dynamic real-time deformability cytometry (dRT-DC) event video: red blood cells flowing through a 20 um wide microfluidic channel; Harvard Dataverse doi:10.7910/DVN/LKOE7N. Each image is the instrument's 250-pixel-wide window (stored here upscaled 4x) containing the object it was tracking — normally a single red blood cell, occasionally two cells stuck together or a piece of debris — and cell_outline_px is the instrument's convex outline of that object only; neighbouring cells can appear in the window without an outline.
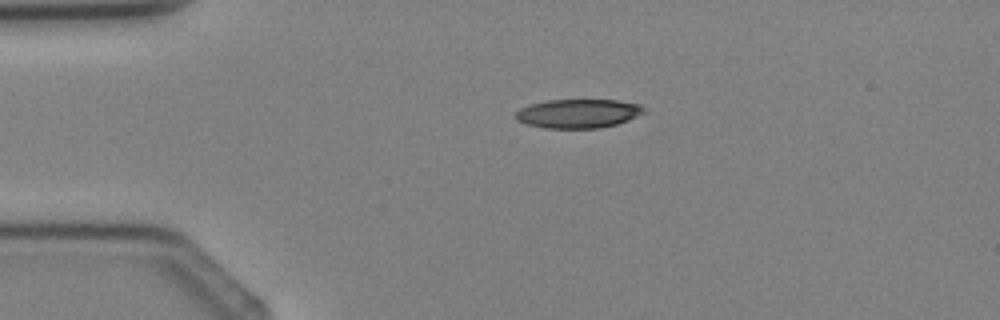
{"species": "Egyptian fruit bat (a non-hibernating species)", "species_latin": "Rousettus aegyptiacus", "temperature_condition": "cold", "stored_images_in_passage": 2, "camera_frame_rate_fps": 3000, "um_per_image_px": 0.085, "animal": {"sex": "female"}, "frame": {"image": 1, "passage_image": 1, "time_ms": 0.0, "image_size_px": [1000, 320], "cell_outline_px": [[644, 112], [628, 120], [616, 124], [600, 128], [544, 128], [524, 124], [516, 120], [516, 112], [520, 108], [532, 104], [548, 100], [616, 100], [640, 104], [644, 108]], "centroid_in_image_um": [49.12, 9.65], "position_along_channel_um": 35.9, "area_um2": 21.56}}